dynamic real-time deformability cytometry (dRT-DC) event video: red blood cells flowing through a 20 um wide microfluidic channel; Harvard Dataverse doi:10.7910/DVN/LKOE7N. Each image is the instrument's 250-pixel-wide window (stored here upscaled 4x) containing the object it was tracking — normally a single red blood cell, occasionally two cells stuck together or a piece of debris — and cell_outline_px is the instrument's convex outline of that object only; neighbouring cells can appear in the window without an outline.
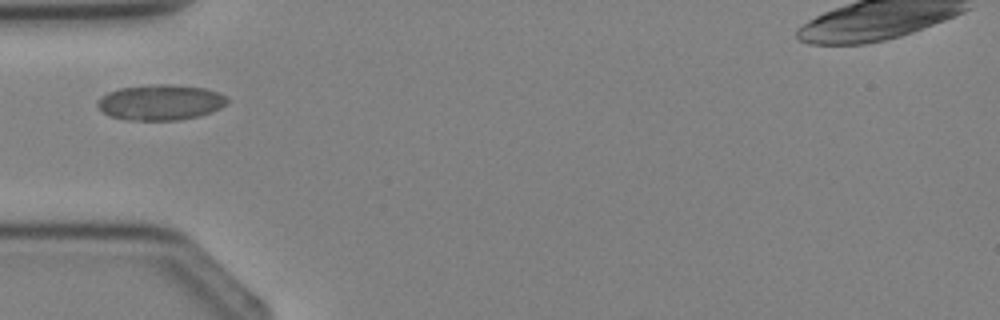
{"species": "Egyptian fruit bat (a non-hibernating species)", "species_latin": "Rousettus aegyptiacus", "temperature_condition": "cold", "stored_images_in_passage": 1, "camera_frame_rate_fps": 3000, "um_per_image_px": 0.085, "animal": {"sex": "female"}, "frame": {"image": 1, "passage_image": 1, "time_ms": 0.0, "image_size_px": [1000, 320], "cell_outline_px": [[228, 100], [220, 108], [212, 112], [180, 120], [124, 120], [108, 116], [96, 104], [108, 92], [120, 88], [144, 84], [172, 84], [204, 88], [216, 92], [224, 96]], "centroid_in_image_um": [13.61, 8.7], "position_along_channel_um": 71.4, "area_um2": 26.76}}